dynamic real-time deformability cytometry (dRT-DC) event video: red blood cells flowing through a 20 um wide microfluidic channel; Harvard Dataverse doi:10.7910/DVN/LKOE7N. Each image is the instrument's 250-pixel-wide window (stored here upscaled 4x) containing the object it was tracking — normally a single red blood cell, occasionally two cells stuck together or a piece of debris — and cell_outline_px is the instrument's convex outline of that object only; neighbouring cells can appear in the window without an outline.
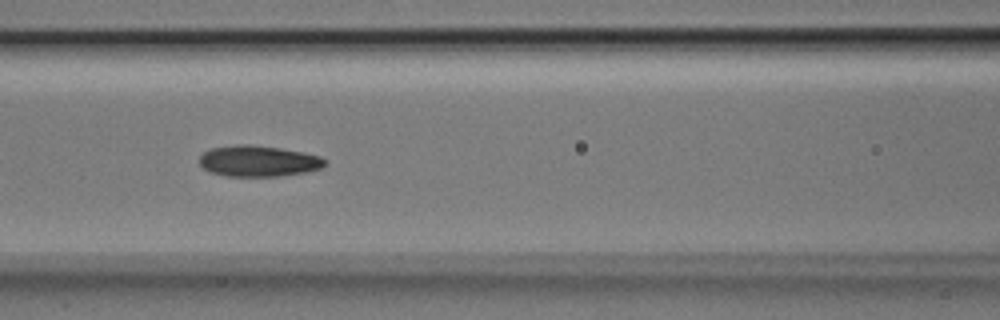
{"species": "Egyptian fruit bat (a non-hibernating species)", "species_latin": "Rousettus aegyptiacus", "temperature_condition": "room temperature", "stored_images_in_passage": 38, "camera_frame_rate_fps": 3000, "um_per_image_px": 0.085, "animal": {"sex": "male"}, "frame": {"image": 1, "passage_image": 8, "time_ms": 2.333, "image_size_px": [1000, 320], "cell_outline_px": [[328, 164], [320, 168], [308, 172], [280, 176], [224, 176], [208, 172], [200, 164], [200, 156], [204, 152], [212, 148], [236, 144], [248, 144], [280, 148], [304, 152], [320, 156], [328, 160]], "centroid_in_image_um": [21.99, 13.69], "position_along_channel_um": 144.6, "area_um2": 22.95}}
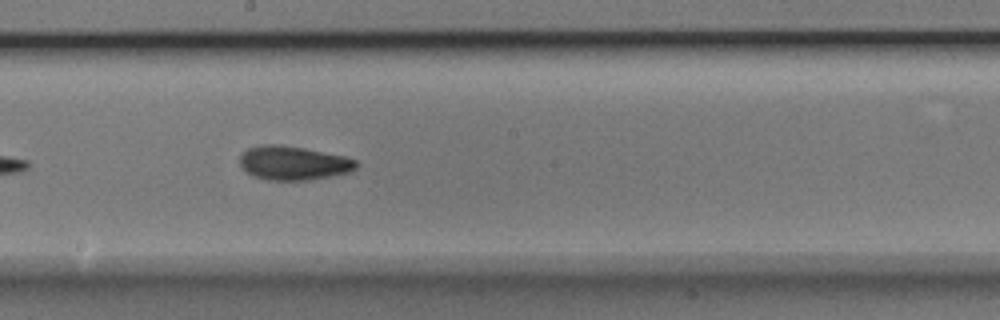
{"frame": {"image": 2, "passage_image": 14, "time_ms": 4.333, "image_size_px": [1000, 320], "cell_outline_px": [[360, 164], [352, 172], [308, 180], [268, 180], [252, 176], [240, 164], [240, 156], [248, 148], [268, 144], [280, 144], [304, 148], [344, 156], [356, 160]], "centroid_in_image_um": [24.97, 13.86], "position_along_channel_um": 223.2, "area_um2": 23.0}}
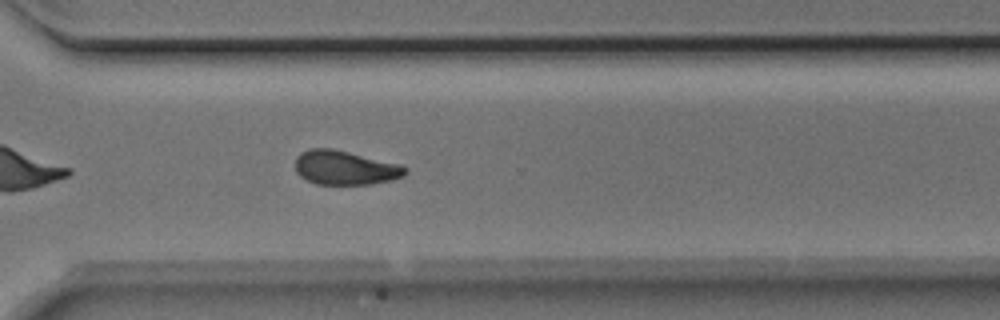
{"frame": {"image": 3, "passage_image": 23, "time_ms": 7.333, "image_size_px": [1000, 320], "cell_outline_px": [[408, 172], [404, 176], [392, 180], [372, 184], [316, 184], [300, 176], [296, 172], [296, 156], [300, 152], [308, 148], [332, 148], [400, 164], [408, 168]], "centroid_in_image_um": [29.34, 14.25], "position_along_channel_um": 341.3, "area_um2": 22.02}, "authors_computed_cell_mechanics": {"area_um2": 22.253, "velocity_mm_per_s": 3.9478, "shape_relaxation_time_tau1_ms": 3.3364, "shape_relaxation_time_tau2_ms": 4.5, "deformation_change_tau1": 0.1205, "deformation_change_tau2": 0.0962}}